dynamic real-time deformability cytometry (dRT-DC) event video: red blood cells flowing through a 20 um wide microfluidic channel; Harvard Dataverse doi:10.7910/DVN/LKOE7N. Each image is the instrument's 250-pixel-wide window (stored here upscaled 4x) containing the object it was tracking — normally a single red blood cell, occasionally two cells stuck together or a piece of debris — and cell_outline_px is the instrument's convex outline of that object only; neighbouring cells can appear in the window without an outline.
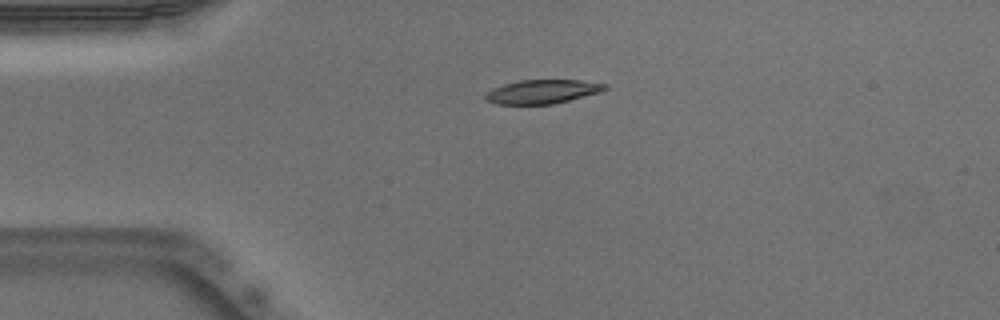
{"species": "Egyptian fruit bat (a non-hibernating species)", "species_latin": "Rousettus aegyptiacus", "temperature_condition": "warm", "stored_images_in_passage": 40, "camera_frame_rate_fps": 3000, "um_per_image_px": 0.085, "animal": {"sex": "male"}, "frame": {"image": 1, "passage_image": 1, "time_ms": 0.0, "image_size_px": [1000, 320], "cell_outline_px": [[608, 88], [600, 92], [552, 104], [496, 104], [484, 100], [484, 96], [492, 88], [504, 84], [520, 80], [580, 80], [608, 84]], "centroid_in_image_um": [46.09, 7.78], "position_along_channel_um": 38.9, "area_um2": 16.59}}
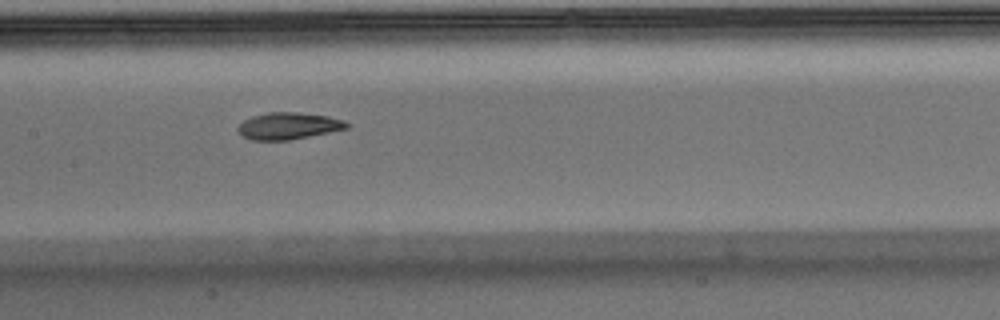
{"frame": {"image": 2, "passage_image": 14, "time_ms": 4.333, "image_size_px": [1000, 320], "cell_outline_px": [[352, 124], [348, 128], [288, 140], [252, 140], [244, 136], [236, 128], [244, 120], [252, 116], [268, 112], [296, 112], [328, 116], [344, 120]], "centroid_in_image_um": [24.54, 10.69], "position_along_channel_um": 182.9, "area_um2": 16.88}}
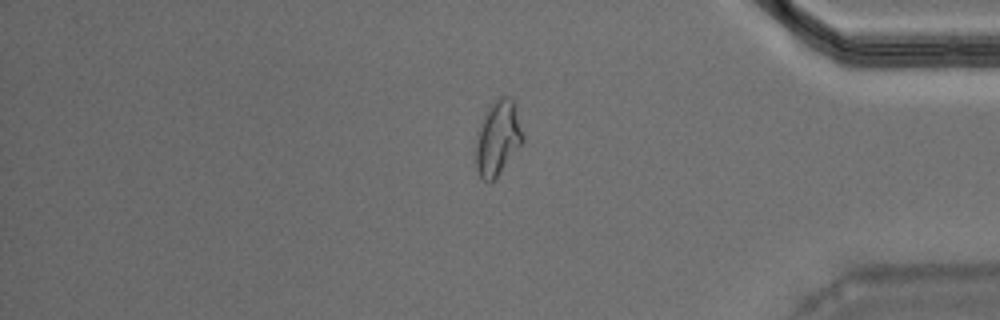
{"frame": {"image": 3, "passage_image": 32, "time_ms": 10.333, "image_size_px": [1000, 320], "cell_outline_px": [[524, 140], [500, 172], [488, 184], [480, 176], [476, 168], [476, 148], [480, 124], [488, 108], [500, 96], [508, 96], [512, 100], [524, 136]], "centroid_in_image_um": [42.31, 11.75], "position_along_channel_um": 392.9, "area_um2": 19.77}, "authors_computed_cell_mechanics": {"area_um2": 17.6001, "velocity_mm_per_s": 3.9333, "shape_relaxation_time_tau1_ms": 7.5124, "shape_relaxation_time_tau2_ms": 2.0008, "deformation_change_tau1": 0.2294, "deformation_change_tau2": 0.0743}}